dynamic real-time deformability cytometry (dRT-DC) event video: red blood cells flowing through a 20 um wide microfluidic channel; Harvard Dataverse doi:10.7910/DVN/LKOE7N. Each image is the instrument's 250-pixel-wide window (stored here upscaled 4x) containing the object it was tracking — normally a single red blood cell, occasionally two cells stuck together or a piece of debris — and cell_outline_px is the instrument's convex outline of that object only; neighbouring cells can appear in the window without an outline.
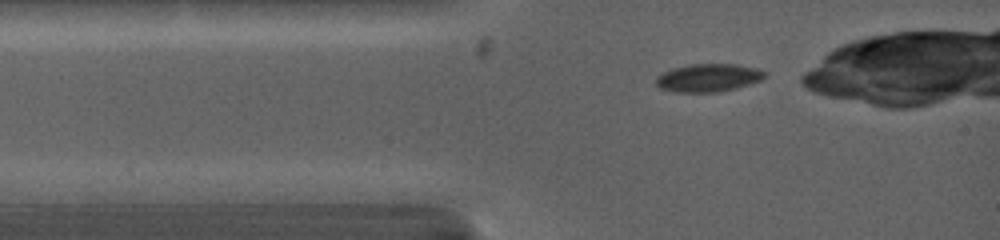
{"species": "common noctule bat (a hibernating species)", "species_latin": "Nyctalus noctula", "temperature_condition": "warm", "stored_images_in_passage": 7, "camera_frame_rate_fps": 5000, "um_per_image_px": 0.085, "animal": {"sex": "female", "body_mass_g": 19.0, "forearm_length_mm": 53.3}, "frame": {"image": 1, "passage_image": 7, "time_ms": 1.4, "image_size_px": [1000, 240], "cell_outline_px": [[768, 72], [760, 80], [736, 88], [720, 92], [672, 92], [660, 88], [656, 84], [656, 76], [672, 68], [688, 64], [736, 64], [756, 68]], "centroid_in_image_um": [60.18, 6.61], "position_along_channel_um": 24.8, "area_um2": 17.8}}